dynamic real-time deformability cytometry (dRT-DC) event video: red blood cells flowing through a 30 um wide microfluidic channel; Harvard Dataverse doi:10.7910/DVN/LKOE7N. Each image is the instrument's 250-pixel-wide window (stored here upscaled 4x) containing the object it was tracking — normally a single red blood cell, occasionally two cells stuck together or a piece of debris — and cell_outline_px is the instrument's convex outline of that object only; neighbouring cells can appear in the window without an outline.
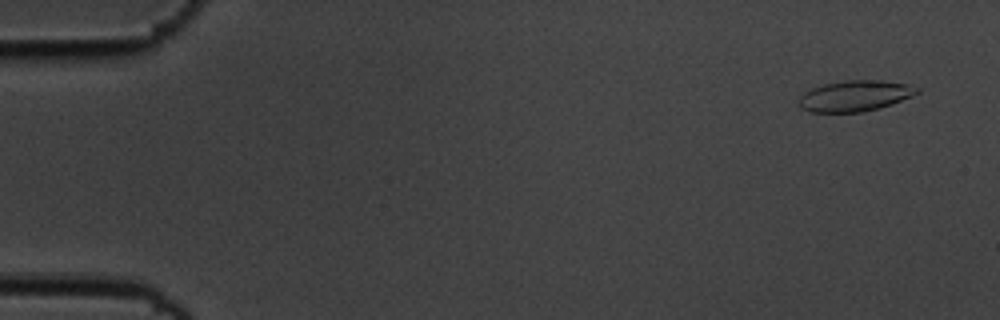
{"species": "common noctule bat (a hibernating species)", "species_latin": "Nyctalus noctula", "temperature_condition": "cold", "stored_images_in_passage": 55, "camera_frame_rate_fps": 3000, "um_per_image_px": 0.085, "animal": {"sex": "male", "body_mass_g": 19.5, "forearm_length_mm": 54.6}, "frame": {"image": 1, "passage_image": 3, "time_ms": 0.667, "image_size_px": [1000, 320], "cell_outline_px": [[920, 92], [912, 96], [892, 104], [860, 112], [812, 112], [800, 108], [800, 96], [804, 92], [812, 88], [824, 84], [848, 80], [880, 80], [908, 84], [920, 88]], "centroid_in_image_um": [72.69, 8.14], "position_along_channel_um": 12.3, "area_um2": 21.1}}
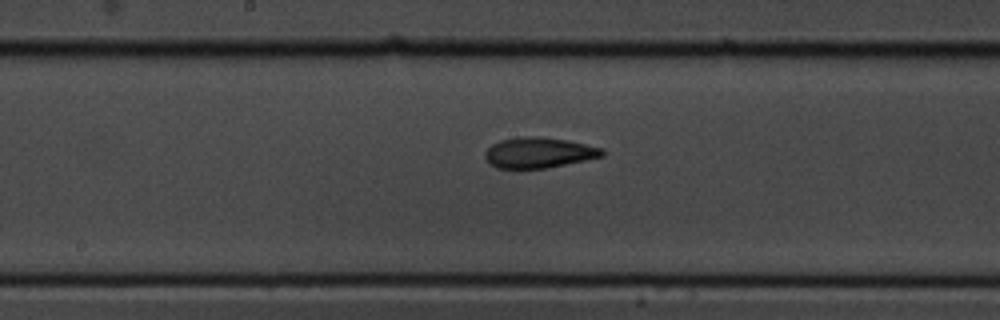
{"frame": {"image": 2, "passage_image": 29, "time_ms": 9.333, "image_size_px": [1000, 320], "cell_outline_px": [[604, 156], [548, 168], [496, 168], [488, 164], [484, 156], [484, 152], [492, 144], [500, 140], [516, 136], [536, 136], [568, 140], [604, 148]], "centroid_in_image_um": [45.78, 12.97], "position_along_channel_um": 202.4, "area_um2": 21.15}}
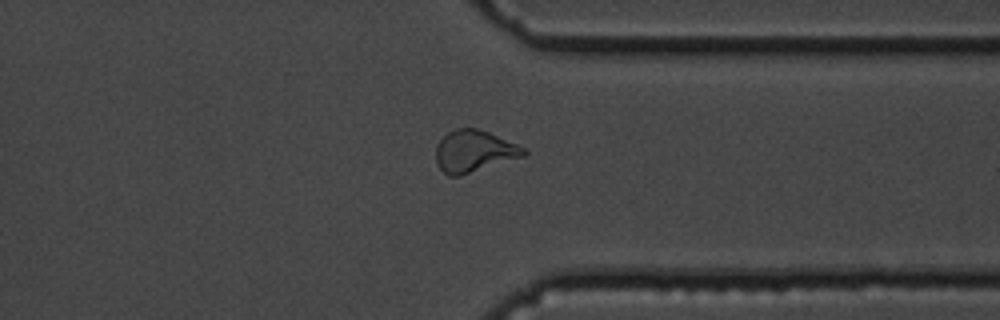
{"frame": {"image": 3, "passage_image": 43, "time_ms": 14.0, "image_size_px": [1000, 320], "cell_outline_px": [[528, 152], [524, 156], [460, 176], [448, 176], [436, 164], [436, 144], [448, 132], [456, 128], [476, 128], [488, 132], [516, 144], [524, 148]], "centroid_in_image_um": [40.26, 12.86], "position_along_channel_um": 371.1, "area_um2": 21.27}, "authors_computed_cell_mechanics": {"area_um2": 21.097, "velocity_mm_per_s": 3.6376, "shape_relaxation_time_tau1_ms": 4.9678, "shape_relaxation_time_tau2_ms": 2.7775, "deformation_change_tau1": 0.1292, "deformation_change_tau2": 0.0956}}